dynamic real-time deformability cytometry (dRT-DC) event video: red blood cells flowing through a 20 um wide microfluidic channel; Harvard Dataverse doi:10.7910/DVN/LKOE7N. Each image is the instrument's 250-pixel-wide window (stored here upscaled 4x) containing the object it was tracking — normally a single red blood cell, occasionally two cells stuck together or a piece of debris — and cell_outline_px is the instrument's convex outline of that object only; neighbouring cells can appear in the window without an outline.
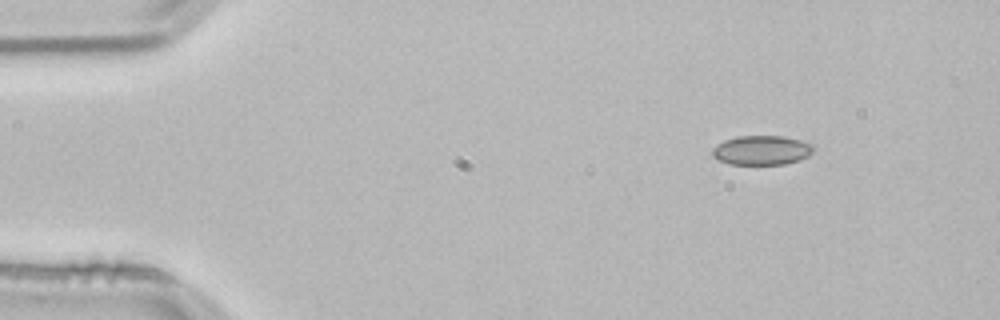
{"species": "common noctule bat (a hibernating species)", "species_latin": "Nyctalus noctula", "temperature_condition": "room temperature", "stored_images_in_passage": 48, "camera_frame_rate_fps": 3000, "um_per_image_px": 0.085, "animal": {"sex": "male", "body_mass_g": 21.5, "forearm_length_mm": 52.0}, "frame": {"image": 1, "passage_image": 1, "time_ms": 0.0, "image_size_px": [1000, 320], "cell_outline_px": [[816, 148], [808, 156], [800, 160], [784, 164], [728, 164], [712, 156], [712, 148], [724, 140], [736, 136], [784, 136], [800, 140], [812, 144]], "centroid_in_image_um": [64.75, 12.76], "position_along_channel_um": 20.2, "area_um2": 17.4}}
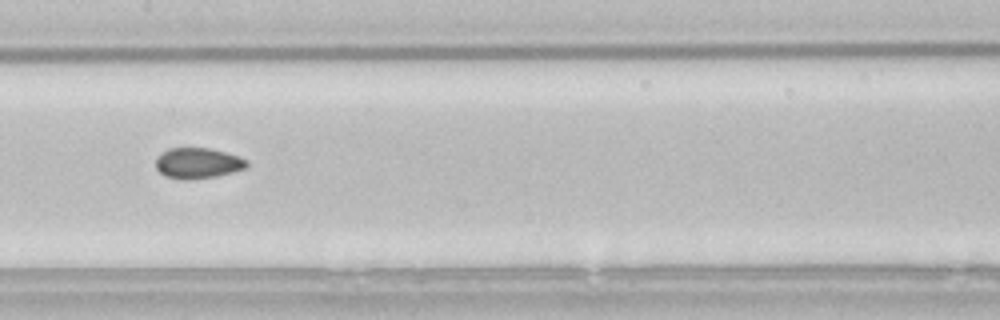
{"frame": {"image": 2, "passage_image": 21, "time_ms": 6.667, "image_size_px": [1000, 320], "cell_outline_px": [[248, 164], [244, 168], [232, 172], [216, 176], [188, 180], [164, 176], [156, 168], [156, 156], [160, 152], [168, 148], [208, 148], [224, 152], [248, 160]], "centroid_in_image_um": [16.76, 13.86], "position_along_channel_um": 190.6, "area_um2": 16.18}}
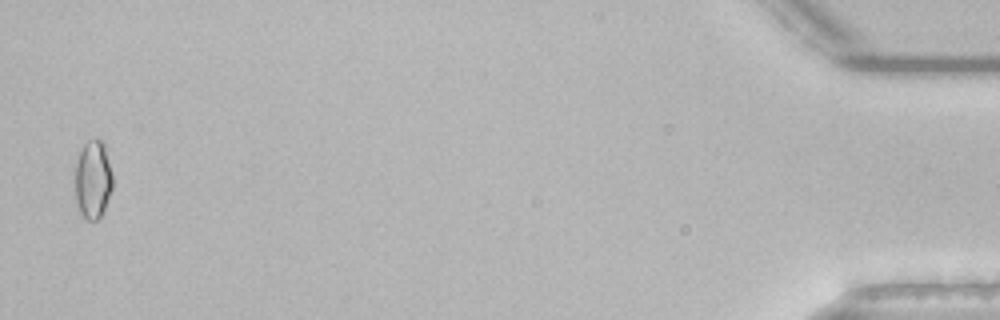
{"frame": {"image": 3, "passage_image": 47, "time_ms": 15.333, "image_size_px": [1000, 320], "cell_outline_px": [[112, 188], [104, 208], [100, 216], [96, 220], [84, 220], [76, 204], [76, 164], [80, 152], [84, 144], [88, 140], [104, 140], [112, 176]], "centroid_in_image_um": [7.9, 15.27], "position_along_channel_um": 427.3, "area_um2": 16.94}, "authors_computed_cell_mechanics": {"area_um2": 16.5019, "velocity_mm_per_s": 3.8203, "shape_relaxation_time_tau1_ms": null, "shape_relaxation_time_tau2_ms": 2.1297, "deformation_change_tau1": null, "deformation_change_tau2": 0.0644}}